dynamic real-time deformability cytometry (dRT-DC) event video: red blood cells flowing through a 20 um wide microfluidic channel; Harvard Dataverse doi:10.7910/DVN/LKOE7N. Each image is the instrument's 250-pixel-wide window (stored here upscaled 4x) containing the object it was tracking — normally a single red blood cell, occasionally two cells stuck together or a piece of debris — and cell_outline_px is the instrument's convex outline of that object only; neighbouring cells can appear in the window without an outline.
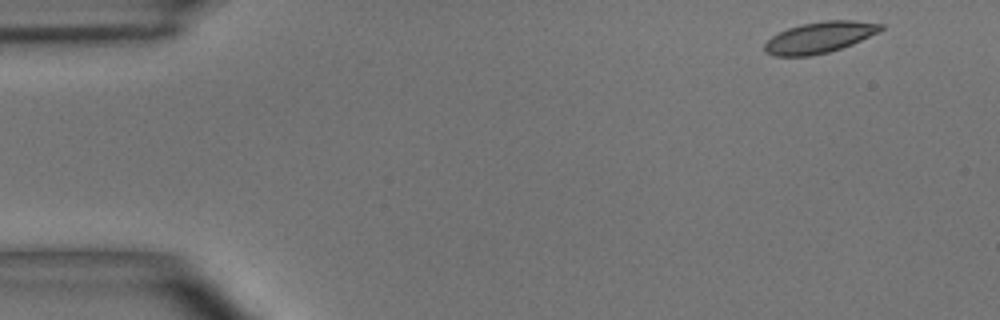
{"species": "common noctule bat (a hibernating species)", "species_latin": "Nyctalus noctula", "temperature_condition": "room temperature", "stored_images_in_passage": 4, "camera_frame_rate_fps": 3000, "um_per_image_px": 0.085, "animal": {"sex": "male", "body_mass_g": 15.6}, "frame": {"image": 1, "passage_image": 1, "time_ms": 0.0, "image_size_px": [1000, 320], "cell_outline_px": [[884, 28], [880, 32], [852, 44], [828, 52], [812, 56], [776, 56], [764, 52], [764, 44], [772, 36], [788, 28], [800, 24], [828, 20], [852, 20], [884, 24]], "centroid_in_image_um": [69.67, 3.18], "position_along_channel_um": 15.3, "area_um2": 21.1}}
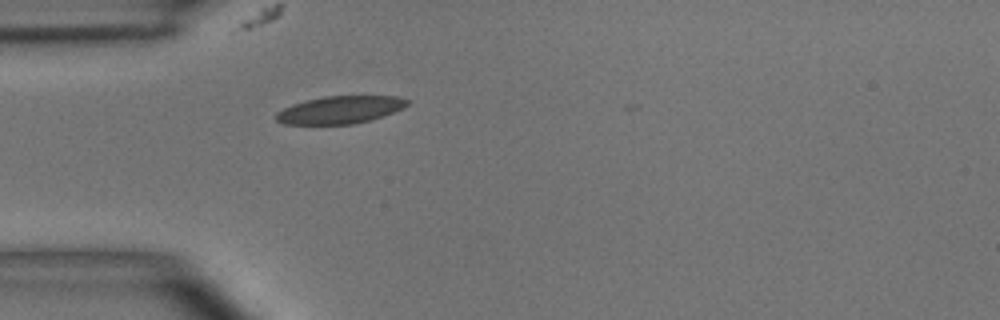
{"frame": {"image": 2, "passage_image": 4, "time_ms": 3.667, "image_size_px": [1000, 320], "cell_outline_px": [[412, 100], [404, 108], [368, 120], [352, 124], [284, 124], [276, 120], [276, 112], [292, 104], [324, 96], [396, 96]], "centroid_in_image_um": [28.91, 9.32], "position_along_channel_um": 56.1, "area_um2": 20.87}}